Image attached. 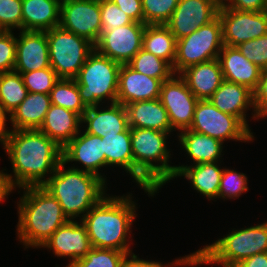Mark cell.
I'll return each mask as SVG.
<instances>
[{"instance_id":"d4e9b609","label":"cell","mask_w":267,"mask_h":267,"mask_svg":"<svg viewBox=\"0 0 267 267\" xmlns=\"http://www.w3.org/2000/svg\"><path fill=\"white\" fill-rule=\"evenodd\" d=\"M130 128L173 132L168 114L160 99L136 101L125 105Z\"/></svg>"},{"instance_id":"b9f144b4","label":"cell","mask_w":267,"mask_h":267,"mask_svg":"<svg viewBox=\"0 0 267 267\" xmlns=\"http://www.w3.org/2000/svg\"><path fill=\"white\" fill-rule=\"evenodd\" d=\"M170 264V265H169ZM169 264H162V262L155 261H147L144 259H140L136 254L129 253L125 256L122 267H174L175 266H198V261L196 260V251L190 253L189 255H185V257H180L175 261H172Z\"/></svg>"},{"instance_id":"52a82bcc","label":"cell","mask_w":267,"mask_h":267,"mask_svg":"<svg viewBox=\"0 0 267 267\" xmlns=\"http://www.w3.org/2000/svg\"><path fill=\"white\" fill-rule=\"evenodd\" d=\"M121 65L96 50L88 56L75 78L79 95L86 107L102 105L107 100L116 102Z\"/></svg>"},{"instance_id":"30bf717a","label":"cell","mask_w":267,"mask_h":267,"mask_svg":"<svg viewBox=\"0 0 267 267\" xmlns=\"http://www.w3.org/2000/svg\"><path fill=\"white\" fill-rule=\"evenodd\" d=\"M188 130L218 139L249 142L254 140L251 129L238 117L217 109L209 99L198 100L192 124Z\"/></svg>"},{"instance_id":"ee69618b","label":"cell","mask_w":267,"mask_h":267,"mask_svg":"<svg viewBox=\"0 0 267 267\" xmlns=\"http://www.w3.org/2000/svg\"><path fill=\"white\" fill-rule=\"evenodd\" d=\"M253 104L252 119L258 120L267 116V68L261 71L258 86L253 92Z\"/></svg>"},{"instance_id":"5bb4252c","label":"cell","mask_w":267,"mask_h":267,"mask_svg":"<svg viewBox=\"0 0 267 267\" xmlns=\"http://www.w3.org/2000/svg\"><path fill=\"white\" fill-rule=\"evenodd\" d=\"M146 25L132 22L100 34L95 50L120 64H127L141 49Z\"/></svg>"},{"instance_id":"f1b7e54d","label":"cell","mask_w":267,"mask_h":267,"mask_svg":"<svg viewBox=\"0 0 267 267\" xmlns=\"http://www.w3.org/2000/svg\"><path fill=\"white\" fill-rule=\"evenodd\" d=\"M178 134L181 147L193 160L192 165L221 161L223 143L218 139L188 129Z\"/></svg>"},{"instance_id":"9a60e30c","label":"cell","mask_w":267,"mask_h":267,"mask_svg":"<svg viewBox=\"0 0 267 267\" xmlns=\"http://www.w3.org/2000/svg\"><path fill=\"white\" fill-rule=\"evenodd\" d=\"M219 8L213 0H180L165 25L178 40L214 20Z\"/></svg>"},{"instance_id":"9c48e42d","label":"cell","mask_w":267,"mask_h":267,"mask_svg":"<svg viewBox=\"0 0 267 267\" xmlns=\"http://www.w3.org/2000/svg\"><path fill=\"white\" fill-rule=\"evenodd\" d=\"M222 47V25L217 16L189 36L176 41L173 72L177 75L189 66L218 59Z\"/></svg>"},{"instance_id":"4316f807","label":"cell","mask_w":267,"mask_h":267,"mask_svg":"<svg viewBox=\"0 0 267 267\" xmlns=\"http://www.w3.org/2000/svg\"><path fill=\"white\" fill-rule=\"evenodd\" d=\"M61 0H22V30L47 31L60 24Z\"/></svg>"},{"instance_id":"8992f818","label":"cell","mask_w":267,"mask_h":267,"mask_svg":"<svg viewBox=\"0 0 267 267\" xmlns=\"http://www.w3.org/2000/svg\"><path fill=\"white\" fill-rule=\"evenodd\" d=\"M267 252V222L248 228L236 229L211 245L196 250L198 265L218 264L234 267L241 261Z\"/></svg>"},{"instance_id":"44dd1931","label":"cell","mask_w":267,"mask_h":267,"mask_svg":"<svg viewBox=\"0 0 267 267\" xmlns=\"http://www.w3.org/2000/svg\"><path fill=\"white\" fill-rule=\"evenodd\" d=\"M218 60L225 81L243 85L252 92L255 91L262 69L249 61L237 47L223 45Z\"/></svg>"},{"instance_id":"60d3db41","label":"cell","mask_w":267,"mask_h":267,"mask_svg":"<svg viewBox=\"0 0 267 267\" xmlns=\"http://www.w3.org/2000/svg\"><path fill=\"white\" fill-rule=\"evenodd\" d=\"M239 51L260 69L267 68V34L243 42L237 46Z\"/></svg>"},{"instance_id":"c3c4849f","label":"cell","mask_w":267,"mask_h":267,"mask_svg":"<svg viewBox=\"0 0 267 267\" xmlns=\"http://www.w3.org/2000/svg\"><path fill=\"white\" fill-rule=\"evenodd\" d=\"M234 267H267V252L255 254Z\"/></svg>"},{"instance_id":"ba28073f","label":"cell","mask_w":267,"mask_h":267,"mask_svg":"<svg viewBox=\"0 0 267 267\" xmlns=\"http://www.w3.org/2000/svg\"><path fill=\"white\" fill-rule=\"evenodd\" d=\"M51 68L59 79H75L88 56L92 42L60 26L46 31Z\"/></svg>"},{"instance_id":"836d02e7","label":"cell","mask_w":267,"mask_h":267,"mask_svg":"<svg viewBox=\"0 0 267 267\" xmlns=\"http://www.w3.org/2000/svg\"><path fill=\"white\" fill-rule=\"evenodd\" d=\"M127 64L135 71L160 79L162 82L169 80L175 74L167 61L144 49H141Z\"/></svg>"},{"instance_id":"6da1fadb","label":"cell","mask_w":267,"mask_h":267,"mask_svg":"<svg viewBox=\"0 0 267 267\" xmlns=\"http://www.w3.org/2000/svg\"><path fill=\"white\" fill-rule=\"evenodd\" d=\"M5 152L14 174L8 176L18 188L42 186L62 162V148L39 129H11Z\"/></svg>"},{"instance_id":"ffe728a7","label":"cell","mask_w":267,"mask_h":267,"mask_svg":"<svg viewBox=\"0 0 267 267\" xmlns=\"http://www.w3.org/2000/svg\"><path fill=\"white\" fill-rule=\"evenodd\" d=\"M109 104L105 109H99L101 105L87 107L81 122L87 124L85 132L104 137L119 134L129 127L126 107L118 102Z\"/></svg>"},{"instance_id":"f546056e","label":"cell","mask_w":267,"mask_h":267,"mask_svg":"<svg viewBox=\"0 0 267 267\" xmlns=\"http://www.w3.org/2000/svg\"><path fill=\"white\" fill-rule=\"evenodd\" d=\"M105 167L119 166L134 179V157L131 148V128L116 135L104 136Z\"/></svg>"},{"instance_id":"2e32d148","label":"cell","mask_w":267,"mask_h":267,"mask_svg":"<svg viewBox=\"0 0 267 267\" xmlns=\"http://www.w3.org/2000/svg\"><path fill=\"white\" fill-rule=\"evenodd\" d=\"M52 250L54 256L69 257V267L78 259L84 258L92 249L86 226L80 220H69L59 227L41 246Z\"/></svg>"},{"instance_id":"ab89813d","label":"cell","mask_w":267,"mask_h":267,"mask_svg":"<svg viewBox=\"0 0 267 267\" xmlns=\"http://www.w3.org/2000/svg\"><path fill=\"white\" fill-rule=\"evenodd\" d=\"M0 27L3 31L22 30V0H0Z\"/></svg>"},{"instance_id":"4dcf8cb0","label":"cell","mask_w":267,"mask_h":267,"mask_svg":"<svg viewBox=\"0 0 267 267\" xmlns=\"http://www.w3.org/2000/svg\"><path fill=\"white\" fill-rule=\"evenodd\" d=\"M176 41L166 25H146L142 49L164 59L173 67L176 57Z\"/></svg>"},{"instance_id":"1f68e13d","label":"cell","mask_w":267,"mask_h":267,"mask_svg":"<svg viewBox=\"0 0 267 267\" xmlns=\"http://www.w3.org/2000/svg\"><path fill=\"white\" fill-rule=\"evenodd\" d=\"M28 94L22 76L19 72L0 73V109L8 117L20 105Z\"/></svg>"},{"instance_id":"7bdbcfd3","label":"cell","mask_w":267,"mask_h":267,"mask_svg":"<svg viewBox=\"0 0 267 267\" xmlns=\"http://www.w3.org/2000/svg\"><path fill=\"white\" fill-rule=\"evenodd\" d=\"M16 59V37L12 31L0 34V73L14 70Z\"/></svg>"},{"instance_id":"d6986e66","label":"cell","mask_w":267,"mask_h":267,"mask_svg":"<svg viewBox=\"0 0 267 267\" xmlns=\"http://www.w3.org/2000/svg\"><path fill=\"white\" fill-rule=\"evenodd\" d=\"M162 81L135 71L128 64L119 70L116 102L126 105L136 101L160 98Z\"/></svg>"},{"instance_id":"4fadbf2b","label":"cell","mask_w":267,"mask_h":267,"mask_svg":"<svg viewBox=\"0 0 267 267\" xmlns=\"http://www.w3.org/2000/svg\"><path fill=\"white\" fill-rule=\"evenodd\" d=\"M59 26L95 45L102 30L100 3L88 0H61Z\"/></svg>"},{"instance_id":"cb8c5ba5","label":"cell","mask_w":267,"mask_h":267,"mask_svg":"<svg viewBox=\"0 0 267 267\" xmlns=\"http://www.w3.org/2000/svg\"><path fill=\"white\" fill-rule=\"evenodd\" d=\"M81 122L77 113L51 104L39 130L63 149L80 132Z\"/></svg>"},{"instance_id":"83f0119b","label":"cell","mask_w":267,"mask_h":267,"mask_svg":"<svg viewBox=\"0 0 267 267\" xmlns=\"http://www.w3.org/2000/svg\"><path fill=\"white\" fill-rule=\"evenodd\" d=\"M50 105V95L28 92L26 98L9 116L12 130L40 129Z\"/></svg>"},{"instance_id":"f35d334b","label":"cell","mask_w":267,"mask_h":267,"mask_svg":"<svg viewBox=\"0 0 267 267\" xmlns=\"http://www.w3.org/2000/svg\"><path fill=\"white\" fill-rule=\"evenodd\" d=\"M101 25L100 34H106L112 29L125 26L133 20L111 0L100 3Z\"/></svg>"},{"instance_id":"7a4b0ae2","label":"cell","mask_w":267,"mask_h":267,"mask_svg":"<svg viewBox=\"0 0 267 267\" xmlns=\"http://www.w3.org/2000/svg\"><path fill=\"white\" fill-rule=\"evenodd\" d=\"M131 196L130 193L121 197L107 194L80 219L92 247L132 253L127 237L131 235L137 204Z\"/></svg>"},{"instance_id":"8fae6325","label":"cell","mask_w":267,"mask_h":267,"mask_svg":"<svg viewBox=\"0 0 267 267\" xmlns=\"http://www.w3.org/2000/svg\"><path fill=\"white\" fill-rule=\"evenodd\" d=\"M218 16L222 25L223 45L237 47L267 34V11H238L221 6Z\"/></svg>"},{"instance_id":"7dc6e473","label":"cell","mask_w":267,"mask_h":267,"mask_svg":"<svg viewBox=\"0 0 267 267\" xmlns=\"http://www.w3.org/2000/svg\"><path fill=\"white\" fill-rule=\"evenodd\" d=\"M0 171V202H2L10 193L16 189L15 183L11 180L7 173Z\"/></svg>"},{"instance_id":"8d00e7d4","label":"cell","mask_w":267,"mask_h":267,"mask_svg":"<svg viewBox=\"0 0 267 267\" xmlns=\"http://www.w3.org/2000/svg\"><path fill=\"white\" fill-rule=\"evenodd\" d=\"M19 73L29 93L49 95L55 83L59 80L56 72L51 67Z\"/></svg>"},{"instance_id":"816d5d0a","label":"cell","mask_w":267,"mask_h":267,"mask_svg":"<svg viewBox=\"0 0 267 267\" xmlns=\"http://www.w3.org/2000/svg\"><path fill=\"white\" fill-rule=\"evenodd\" d=\"M88 1L96 2V3H102V2H105V1H109V0H88Z\"/></svg>"},{"instance_id":"7402d4cb","label":"cell","mask_w":267,"mask_h":267,"mask_svg":"<svg viewBox=\"0 0 267 267\" xmlns=\"http://www.w3.org/2000/svg\"><path fill=\"white\" fill-rule=\"evenodd\" d=\"M209 100L217 109L238 117L250 128L246 118V113L251 108L254 113L253 92L250 89L224 80Z\"/></svg>"},{"instance_id":"277c9868","label":"cell","mask_w":267,"mask_h":267,"mask_svg":"<svg viewBox=\"0 0 267 267\" xmlns=\"http://www.w3.org/2000/svg\"><path fill=\"white\" fill-rule=\"evenodd\" d=\"M18 204L17 237L27 248L43 243L69 219L57 199L43 186H27Z\"/></svg>"},{"instance_id":"ac0fdd59","label":"cell","mask_w":267,"mask_h":267,"mask_svg":"<svg viewBox=\"0 0 267 267\" xmlns=\"http://www.w3.org/2000/svg\"><path fill=\"white\" fill-rule=\"evenodd\" d=\"M16 37L14 71L30 72L51 67L46 31H20Z\"/></svg>"},{"instance_id":"681fc988","label":"cell","mask_w":267,"mask_h":267,"mask_svg":"<svg viewBox=\"0 0 267 267\" xmlns=\"http://www.w3.org/2000/svg\"><path fill=\"white\" fill-rule=\"evenodd\" d=\"M7 113L3 112L0 109V143L3 145L4 149L6 147L7 141L10 137L11 130L6 128V121L7 119L10 120L7 117Z\"/></svg>"},{"instance_id":"74e56055","label":"cell","mask_w":267,"mask_h":267,"mask_svg":"<svg viewBox=\"0 0 267 267\" xmlns=\"http://www.w3.org/2000/svg\"><path fill=\"white\" fill-rule=\"evenodd\" d=\"M248 178L246 174L235 170L223 168V174L220 180L218 198L236 199L242 193L248 191Z\"/></svg>"},{"instance_id":"3957f363","label":"cell","mask_w":267,"mask_h":267,"mask_svg":"<svg viewBox=\"0 0 267 267\" xmlns=\"http://www.w3.org/2000/svg\"><path fill=\"white\" fill-rule=\"evenodd\" d=\"M169 135L171 132L131 128L134 180L148 196L153 197L164 184L175 179V166L169 165Z\"/></svg>"},{"instance_id":"f907efd6","label":"cell","mask_w":267,"mask_h":267,"mask_svg":"<svg viewBox=\"0 0 267 267\" xmlns=\"http://www.w3.org/2000/svg\"><path fill=\"white\" fill-rule=\"evenodd\" d=\"M219 7L225 6L230 0H213Z\"/></svg>"},{"instance_id":"d6a6232c","label":"cell","mask_w":267,"mask_h":267,"mask_svg":"<svg viewBox=\"0 0 267 267\" xmlns=\"http://www.w3.org/2000/svg\"><path fill=\"white\" fill-rule=\"evenodd\" d=\"M49 95L51 104L77 113L81 118L87 110L79 95L75 79H59Z\"/></svg>"},{"instance_id":"7c38bea8","label":"cell","mask_w":267,"mask_h":267,"mask_svg":"<svg viewBox=\"0 0 267 267\" xmlns=\"http://www.w3.org/2000/svg\"><path fill=\"white\" fill-rule=\"evenodd\" d=\"M159 99L167 111L174 131L177 129L180 132L190 128L198 99L179 74L177 76L174 74L169 80L163 81Z\"/></svg>"},{"instance_id":"d590c367","label":"cell","mask_w":267,"mask_h":267,"mask_svg":"<svg viewBox=\"0 0 267 267\" xmlns=\"http://www.w3.org/2000/svg\"><path fill=\"white\" fill-rule=\"evenodd\" d=\"M180 0H141L145 25H165Z\"/></svg>"},{"instance_id":"bcb514c9","label":"cell","mask_w":267,"mask_h":267,"mask_svg":"<svg viewBox=\"0 0 267 267\" xmlns=\"http://www.w3.org/2000/svg\"><path fill=\"white\" fill-rule=\"evenodd\" d=\"M224 7L238 11H267V0H230Z\"/></svg>"},{"instance_id":"5b68a950","label":"cell","mask_w":267,"mask_h":267,"mask_svg":"<svg viewBox=\"0 0 267 267\" xmlns=\"http://www.w3.org/2000/svg\"><path fill=\"white\" fill-rule=\"evenodd\" d=\"M61 162L56 171L42 185L60 203L69 220L81 219L107 195L106 183L96 175L72 167L65 168ZM65 168V169H64Z\"/></svg>"},{"instance_id":"e575fe53","label":"cell","mask_w":267,"mask_h":267,"mask_svg":"<svg viewBox=\"0 0 267 267\" xmlns=\"http://www.w3.org/2000/svg\"><path fill=\"white\" fill-rule=\"evenodd\" d=\"M126 255L120 250L92 247L84 258L69 267H122Z\"/></svg>"},{"instance_id":"e0dca14e","label":"cell","mask_w":267,"mask_h":267,"mask_svg":"<svg viewBox=\"0 0 267 267\" xmlns=\"http://www.w3.org/2000/svg\"><path fill=\"white\" fill-rule=\"evenodd\" d=\"M62 161L79 162L84 167L80 170L101 178L106 184V178L99 172L105 167V154L103 152V139L85 131L80 132L62 149Z\"/></svg>"},{"instance_id":"484cf974","label":"cell","mask_w":267,"mask_h":267,"mask_svg":"<svg viewBox=\"0 0 267 267\" xmlns=\"http://www.w3.org/2000/svg\"><path fill=\"white\" fill-rule=\"evenodd\" d=\"M219 162L175 166V177L182 176L189 180L194 190L209 200L218 199L220 180L223 174Z\"/></svg>"},{"instance_id":"f6af8a7d","label":"cell","mask_w":267,"mask_h":267,"mask_svg":"<svg viewBox=\"0 0 267 267\" xmlns=\"http://www.w3.org/2000/svg\"><path fill=\"white\" fill-rule=\"evenodd\" d=\"M124 11L134 22L144 23L141 0H111Z\"/></svg>"},{"instance_id":"603a6c76","label":"cell","mask_w":267,"mask_h":267,"mask_svg":"<svg viewBox=\"0 0 267 267\" xmlns=\"http://www.w3.org/2000/svg\"><path fill=\"white\" fill-rule=\"evenodd\" d=\"M179 75L198 100L209 99L224 81L218 59L189 66Z\"/></svg>"}]
</instances>
